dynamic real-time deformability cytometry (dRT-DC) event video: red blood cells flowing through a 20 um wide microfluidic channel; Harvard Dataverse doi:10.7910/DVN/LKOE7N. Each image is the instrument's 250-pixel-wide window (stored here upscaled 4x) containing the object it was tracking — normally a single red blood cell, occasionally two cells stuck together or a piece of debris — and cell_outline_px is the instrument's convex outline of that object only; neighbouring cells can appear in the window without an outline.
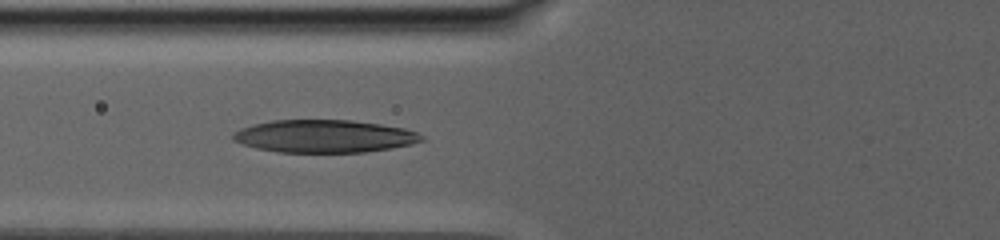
{"species": "human", "species_latin": "Homo sapiens", "temperature_condition": "warm", "stored_images_in_passage": 6, "camera_frame_rate_fps": 3000, "um_per_image_px": 0.085, "donor": {"sex": "male"}, "frame": {"image": 1, "passage_image": 6, "time_ms": 5.0, "image_size_px": [1000, 240], "cell_outline_px": [[424, 140], [412, 144], [364, 152], [280, 152], [256, 148], [232, 140], [232, 132], [240, 128], [252, 124], [272, 120], [352, 120], [380, 124], [404, 128], [416, 132], [424, 136]], "centroid_in_image_um": [27.53, 11.57], "position_along_channel_um": 98.3, "area_um2": 35.89}}